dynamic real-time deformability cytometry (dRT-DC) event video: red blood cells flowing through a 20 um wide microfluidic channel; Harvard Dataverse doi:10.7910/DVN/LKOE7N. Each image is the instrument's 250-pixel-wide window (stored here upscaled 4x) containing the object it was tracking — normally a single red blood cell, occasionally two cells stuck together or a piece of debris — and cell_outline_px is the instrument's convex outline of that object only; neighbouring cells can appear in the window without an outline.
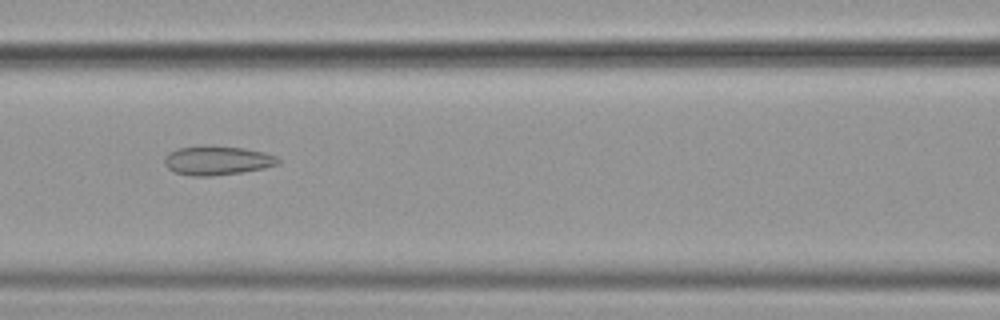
{"species": "common noctule bat (a hibernating species)", "species_latin": "Nyctalus noctula", "temperature_condition": "cold", "stored_images_in_passage": 50, "camera_frame_rate_fps": 3000, "um_per_image_px": 0.085, "animal": {"sex": "female", "body_mass_g": 19.9}, "frame": {"image": 1, "passage_image": 19, "time_ms": 6.0, "image_size_px": [1000, 320], "cell_outline_px": [[280, 164], [264, 168], [240, 172], [208, 176], [192, 176], [176, 172], [168, 168], [164, 164], [164, 156], [168, 152], [180, 148], [204, 144], [212, 144], [244, 148], [264, 152], [276, 156], [280, 160]], "centroid_in_image_um": [18.45, 13.61], "position_along_channel_um": 148.2, "area_um2": 19.54}}
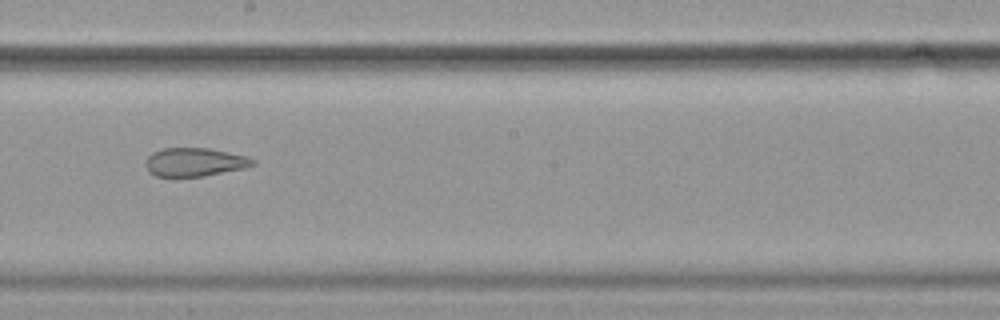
{"frame": {"image": 2, "passage_image": 26, "time_ms": 8.333, "image_size_px": [1000, 320], "cell_outline_px": [[256, 164], [244, 168], [204, 176], [156, 176], [148, 172], [144, 164], [144, 160], [152, 152], [164, 148], [208, 148], [244, 156], [256, 160]], "centroid_in_image_um": [16.49, 13.78], "position_along_channel_um": 231.7, "area_um2": 17.74}}
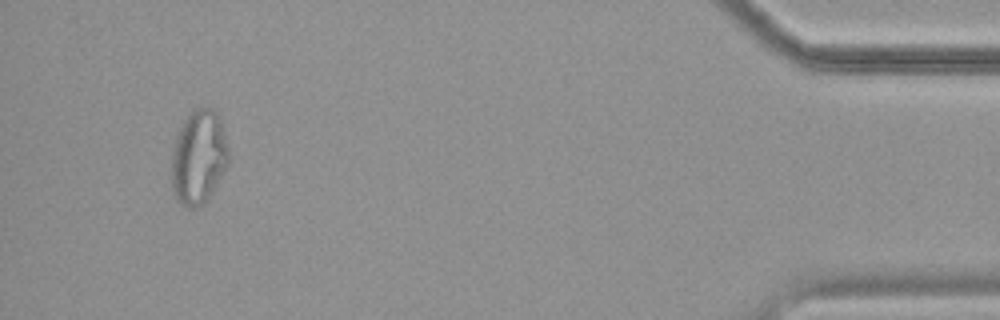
{"frame": {"image": 3, "passage_image": 47, "time_ms": 15.333, "image_size_px": [1000, 320], "cell_outline_px": [[228, 164], [208, 196], [196, 208], [188, 208], [176, 200], [172, 184], [172, 156], [176, 136], [184, 120], [196, 108], [212, 108], [220, 116], [228, 148]], "centroid_in_image_um": [16.88, 13.33], "position_along_channel_um": 418.3, "area_um2": 30.69}, "authors_computed_cell_mechanics": {"area_um2": 22.5998, "velocity_mm_per_s": 3.597, "shape_relaxation_time_tau1_ms": null, "shape_relaxation_time_tau2_ms": 2.1149, "deformation_change_tau1": null, "deformation_change_tau2": 0.1001}}